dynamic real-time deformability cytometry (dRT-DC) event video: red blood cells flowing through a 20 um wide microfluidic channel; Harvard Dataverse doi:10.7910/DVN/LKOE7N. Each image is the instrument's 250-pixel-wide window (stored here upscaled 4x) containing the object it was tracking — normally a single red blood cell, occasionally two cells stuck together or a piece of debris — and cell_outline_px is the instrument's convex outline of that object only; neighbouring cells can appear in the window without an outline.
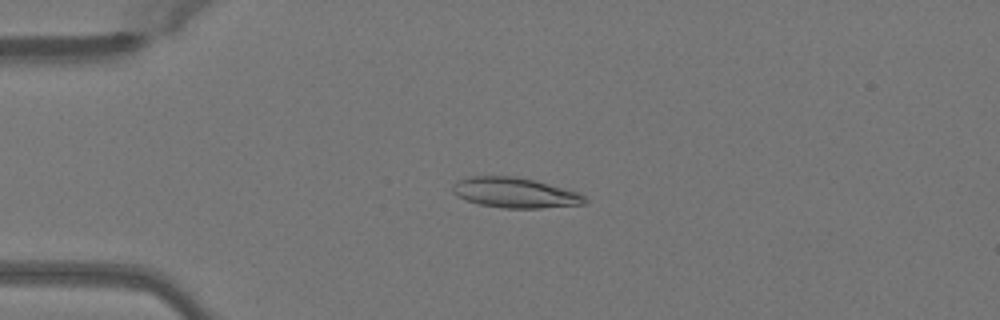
{"species": "Egyptian fruit bat (a non-hibernating species)", "species_latin": "Rousettus aegyptiacus", "temperature_condition": "warm", "stored_images_in_passage": 38, "camera_frame_rate_fps": 3000, "um_per_image_px": 0.085, "animal": {"sex": "female"}, "frame": {"image": 1, "passage_image": 1, "time_ms": 0.0, "image_size_px": [1000, 320], "cell_outline_px": [[588, 200], [584, 204], [540, 208], [504, 208], [480, 204], [456, 196], [452, 192], [452, 184], [456, 180], [468, 176], [516, 176], [532, 180], [576, 192], [584, 196]], "centroid_in_image_um": [43.7, 16.38], "position_along_channel_um": 41.3, "area_um2": 23.06}}
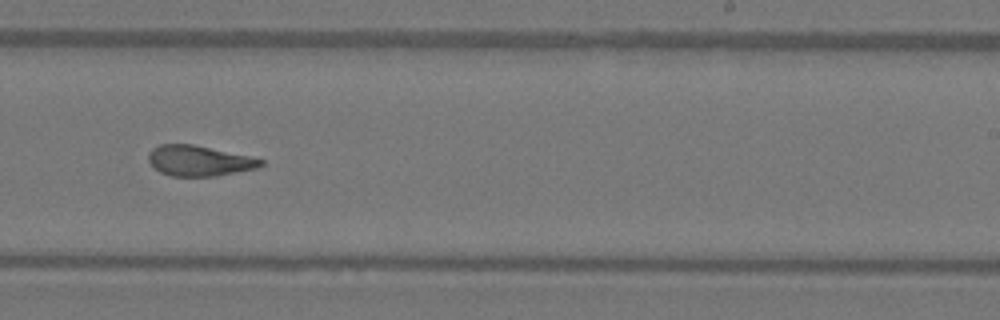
{"frame": {"image": 2, "passage_image": 20, "time_ms": 6.333, "image_size_px": [1000, 320], "cell_outline_px": [[264, 164], [256, 168], [216, 176], [172, 176], [160, 172], [148, 160], [148, 152], [152, 148], [160, 144], [192, 144], [252, 156], [264, 160]], "centroid_in_image_um": [16.93, 13.65], "position_along_channel_um": 272.1, "area_um2": 19.94}}
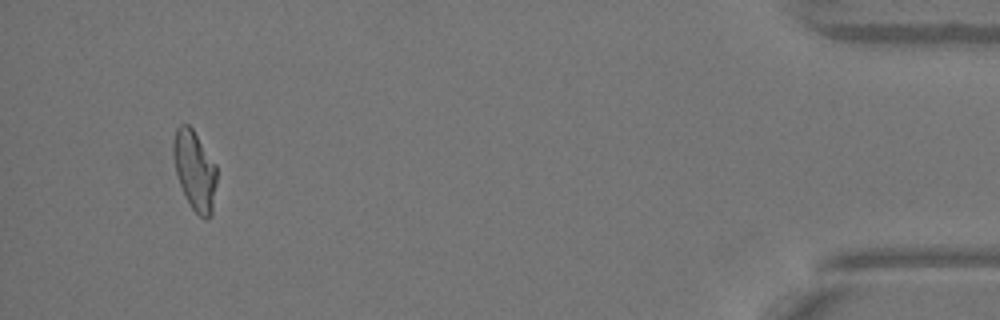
{"frame": {"image": 3, "passage_image": 36, "time_ms": 11.667, "image_size_px": [1000, 320], "cell_outline_px": [[216, 184], [212, 216], [208, 220], [204, 220], [192, 208], [180, 184], [176, 172], [172, 152], [172, 140], [176, 128], [180, 124], [188, 124], [192, 128], [216, 164]], "centroid_in_image_um": [16.55, 14.48], "position_along_channel_um": 418.6, "area_um2": 20.17}, "authors_computed_cell_mechanics": {"area_um2": 20.5768, "velocity_mm_per_s": 4.0813, "shape_relaxation_time_tau1_ms": null, "shape_relaxation_time_tau2_ms": 2.7677, "deformation_change_tau1": null, "deformation_change_tau2": 0.1075}}